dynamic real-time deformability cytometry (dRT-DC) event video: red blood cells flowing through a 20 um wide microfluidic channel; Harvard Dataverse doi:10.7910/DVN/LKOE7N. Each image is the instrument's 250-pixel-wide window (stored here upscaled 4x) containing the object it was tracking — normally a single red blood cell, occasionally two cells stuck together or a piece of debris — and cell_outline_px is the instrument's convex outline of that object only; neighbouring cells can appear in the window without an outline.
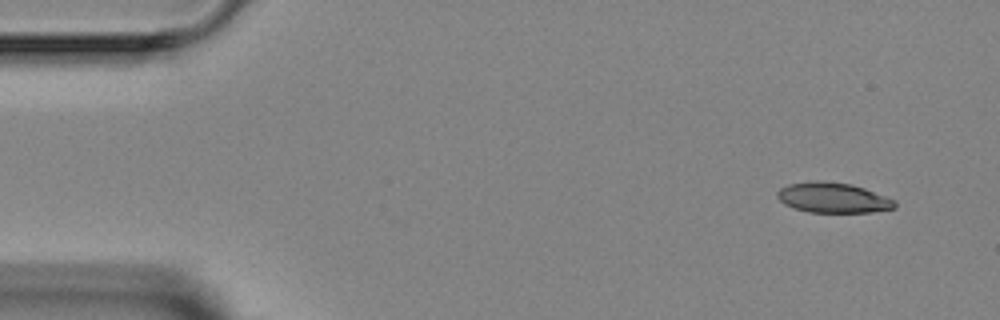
{"species": "Egyptian fruit bat (a non-hibernating species)", "species_latin": "Rousettus aegyptiacus", "temperature_condition": "room temperature", "stored_images_in_passage": 5, "camera_frame_rate_fps": 3000, "um_per_image_px": 0.085, "animal": {"sex": "female"}, "frame": {"image": 1, "passage_image": 1, "time_ms": 0.0, "image_size_px": [1000, 320], "cell_outline_px": [[896, 208], [872, 212], [808, 212], [784, 204], [776, 196], [776, 192], [780, 188], [788, 184], [816, 180], [820, 180], [852, 184], [864, 188], [896, 200]], "centroid_in_image_um": [70.81, 16.8], "position_along_channel_um": 14.2, "area_um2": 20.75}}
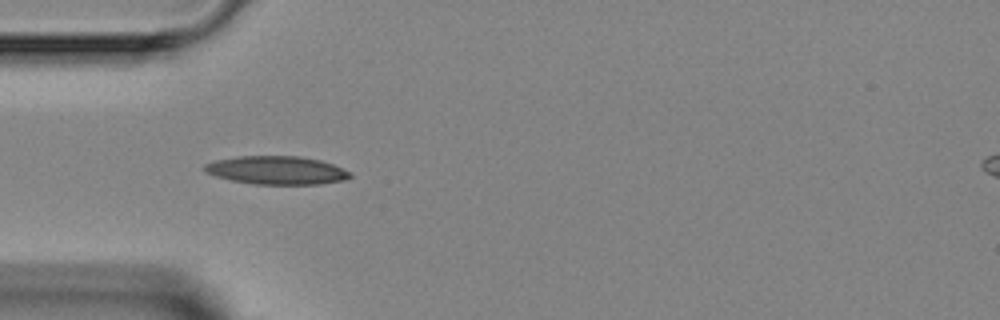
{"frame": {"image": 2, "passage_image": 4, "time_ms": 3.667, "image_size_px": [1000, 320], "cell_outline_px": [[352, 176], [344, 180], [320, 184], [256, 184], [232, 180], [216, 176], [204, 172], [204, 164], [216, 160], [236, 156], [300, 156], [320, 160], [332, 164], [352, 172]], "centroid_in_image_um": [23.52, 14.47], "position_along_channel_um": 61.5, "area_um2": 23.99}}
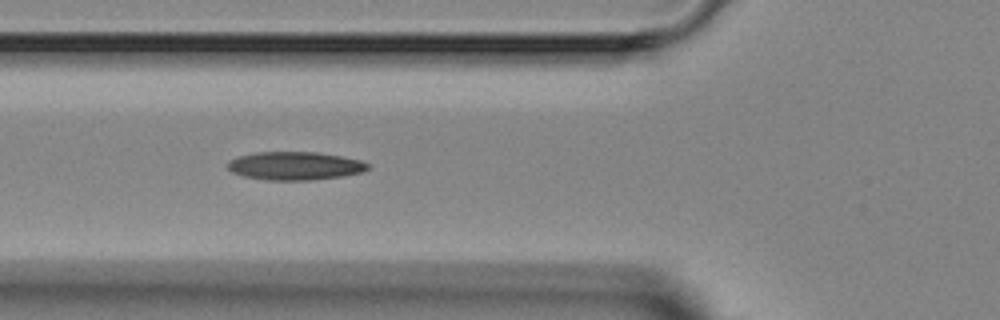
{"frame": {"image": 3, "passage_image": 5, "time_ms": 4.667, "image_size_px": [1000, 320], "cell_outline_px": [[368, 168], [364, 172], [344, 176], [312, 180], [264, 180], [244, 176], [232, 172], [228, 168], [228, 160], [236, 156], [256, 152], [316, 152], [340, 156], [360, 160], [368, 164]], "centroid_in_image_um": [25.04, 14.1], "position_along_channel_um": 100.8, "area_um2": 23.18}}